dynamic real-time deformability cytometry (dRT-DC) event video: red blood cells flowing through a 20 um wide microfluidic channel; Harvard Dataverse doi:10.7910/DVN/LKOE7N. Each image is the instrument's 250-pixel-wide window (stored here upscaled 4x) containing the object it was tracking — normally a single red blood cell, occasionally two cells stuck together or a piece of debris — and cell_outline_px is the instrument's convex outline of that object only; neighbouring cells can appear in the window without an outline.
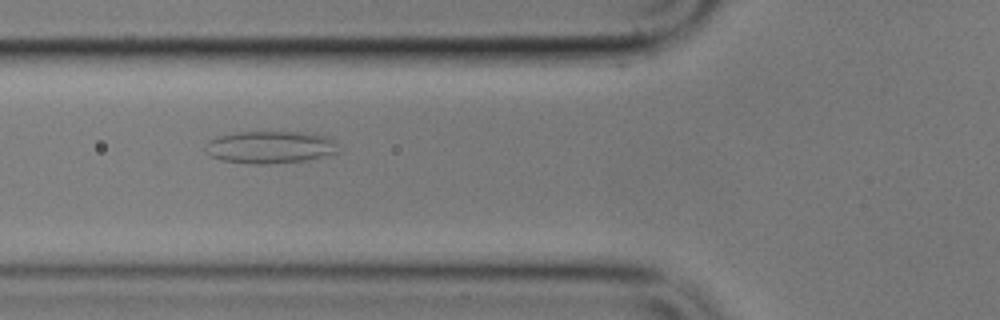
{"species": "common noctule bat (a hibernating species)", "species_latin": "Nyctalus noctula", "temperature_condition": "cold", "stored_images_in_passage": 4, "camera_frame_rate_fps": 3000, "um_per_image_px": 0.085, "animal": {"sex": "male", "body_mass_g": 17.9}, "frame": {"image": 1, "passage_image": 4, "time_ms": 3.667, "image_size_px": [1000, 320], "cell_outline_px": [[336, 152], [324, 156], [308, 160], [268, 164], [252, 164], [224, 160], [212, 156], [208, 152], [204, 144], [208, 140], [216, 136], [236, 132], [316, 132], [332, 136]], "centroid_in_image_um": [22.97, 12.49], "position_along_channel_um": 102.8, "area_um2": 25.2}}